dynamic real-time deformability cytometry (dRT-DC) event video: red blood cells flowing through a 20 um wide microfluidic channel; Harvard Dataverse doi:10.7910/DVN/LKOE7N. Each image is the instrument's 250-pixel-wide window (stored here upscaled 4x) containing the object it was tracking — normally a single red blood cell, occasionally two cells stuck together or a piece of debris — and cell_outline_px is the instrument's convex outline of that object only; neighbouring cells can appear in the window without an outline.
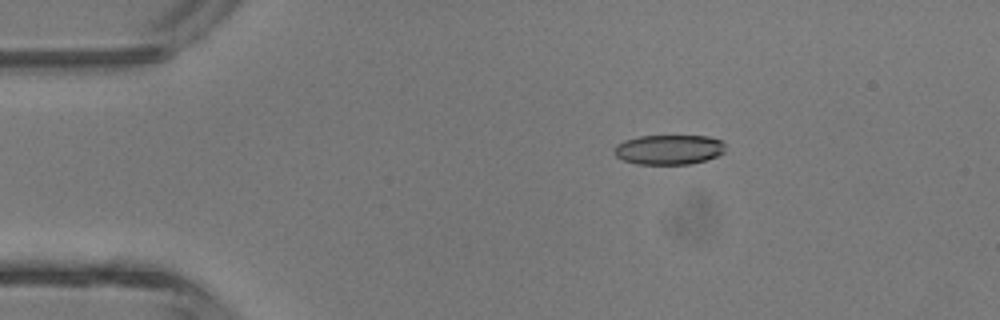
{"species": "common noctule bat (a hibernating species)", "species_latin": "Nyctalus noctula", "temperature_condition": "room temperature", "stored_images_in_passage": 4, "camera_frame_rate_fps": 3000, "um_per_image_px": 0.085, "animal": {"sex": "male", "body_mass_g": 13.3}, "frame": {"image": 1, "passage_image": 4, "time_ms": 3.667, "image_size_px": [1000, 320], "cell_outline_px": [[724, 152], [716, 156], [692, 164], [636, 164], [624, 160], [616, 156], [612, 152], [616, 144], [624, 140], [640, 136], [708, 136], [724, 140]], "centroid_in_image_um": [56.84, 12.71], "position_along_channel_um": 28.2, "area_um2": 19.42}}